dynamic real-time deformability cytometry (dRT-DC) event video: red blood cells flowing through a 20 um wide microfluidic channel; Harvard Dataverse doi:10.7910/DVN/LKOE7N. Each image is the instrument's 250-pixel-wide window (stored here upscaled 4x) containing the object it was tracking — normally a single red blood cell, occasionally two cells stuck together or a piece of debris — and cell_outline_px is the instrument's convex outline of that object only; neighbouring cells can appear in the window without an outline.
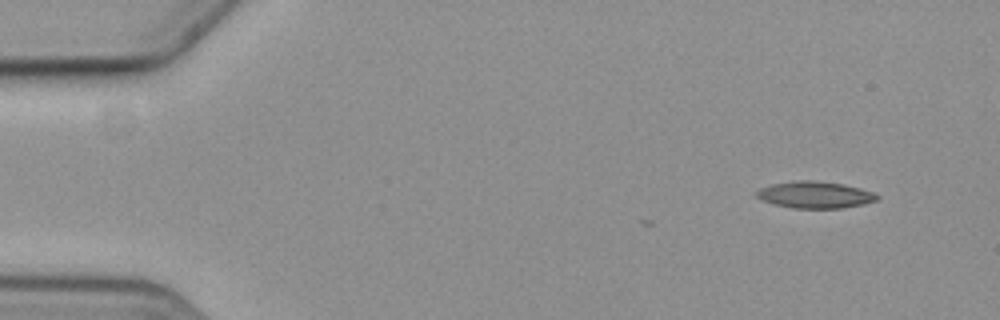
{"species": "common noctule bat (a hibernating species)", "species_latin": "Nyctalus noctula", "temperature_condition": "cold", "stored_images_in_passage": 6, "camera_frame_rate_fps": 3000, "um_per_image_px": 0.085, "animal": {"sex": "female", "body_mass_g": 19.3, "forearm_length_mm": 54.1}, "frame": {"image": 1, "passage_image": 1, "time_ms": 0.0, "image_size_px": [1000, 320], "cell_outline_px": [[880, 196], [876, 200], [864, 204], [840, 208], [792, 208], [776, 204], [764, 200], [756, 196], [752, 192], [760, 188], [772, 184], [800, 180], [812, 180], [844, 184], [860, 188], [872, 192]], "centroid_in_image_um": [69.26, 16.55], "position_along_channel_um": 15.7, "area_um2": 18.67}}